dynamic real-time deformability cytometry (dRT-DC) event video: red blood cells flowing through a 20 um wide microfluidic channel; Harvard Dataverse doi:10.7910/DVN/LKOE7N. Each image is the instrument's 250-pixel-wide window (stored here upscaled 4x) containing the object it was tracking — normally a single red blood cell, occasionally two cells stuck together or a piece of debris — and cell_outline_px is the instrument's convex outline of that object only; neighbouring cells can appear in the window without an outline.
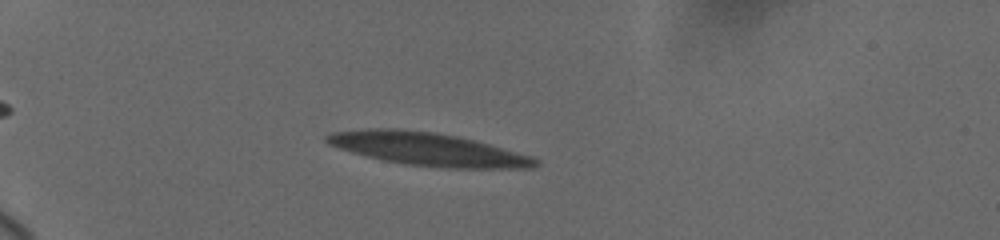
{"species": "human", "species_latin": "Homo sapiens", "temperature_condition": "cold", "stored_images_in_passage": 10, "camera_frame_rate_fps": 3000, "um_per_image_px": 0.085, "donor": {"sex": "female"}, "frame": {"image": 1, "passage_image": 6, "time_ms": 3.667, "image_size_px": [1000, 240], "cell_outline_px": [[540, 164], [532, 168], [448, 168], [404, 164], [384, 160], [352, 152], [328, 144], [324, 140], [324, 136], [332, 132], [368, 128], [396, 128], [432, 132], [456, 136], [488, 144], [532, 156], [540, 160]], "centroid_in_image_um": [36.36, 12.67], "position_along_channel_um": 48.6, "area_um2": 39.88}}
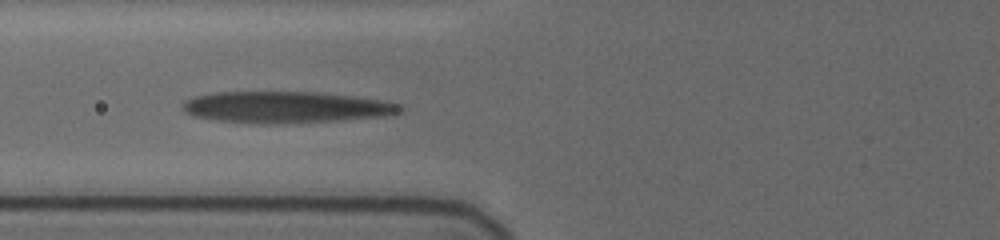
{"frame": {"image": 2, "passage_image": 9, "time_ms": 6.333, "image_size_px": [1000, 240], "cell_outline_px": [[404, 108], [400, 112], [392, 116], [336, 120], [220, 120], [196, 116], [184, 112], [184, 100], [196, 96], [216, 92], [316, 92], [352, 96], [380, 100], [400, 104]], "centroid_in_image_um": [24.4, 9.05], "position_along_channel_um": 101.4, "area_um2": 37.8}}
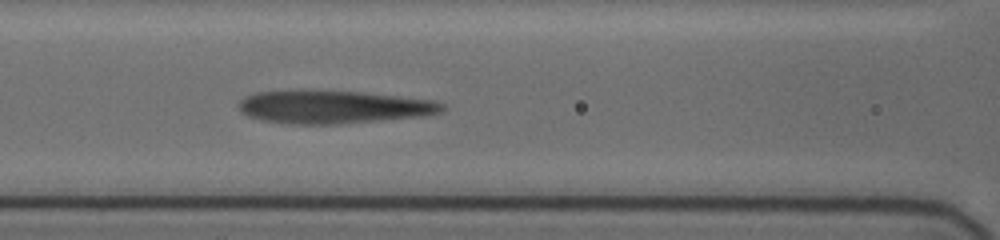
{"frame": {"image": 3, "passage_image": 10, "time_ms": 7.333, "image_size_px": [1000, 240], "cell_outline_px": [[444, 108], [440, 112], [428, 116], [336, 124], [288, 124], [264, 120], [248, 116], [240, 112], [240, 100], [244, 96], [256, 92], [360, 92], [432, 100], [444, 104]], "centroid_in_image_um": [28.37, 9.12], "position_along_channel_um": 138.2, "area_um2": 38.32}}